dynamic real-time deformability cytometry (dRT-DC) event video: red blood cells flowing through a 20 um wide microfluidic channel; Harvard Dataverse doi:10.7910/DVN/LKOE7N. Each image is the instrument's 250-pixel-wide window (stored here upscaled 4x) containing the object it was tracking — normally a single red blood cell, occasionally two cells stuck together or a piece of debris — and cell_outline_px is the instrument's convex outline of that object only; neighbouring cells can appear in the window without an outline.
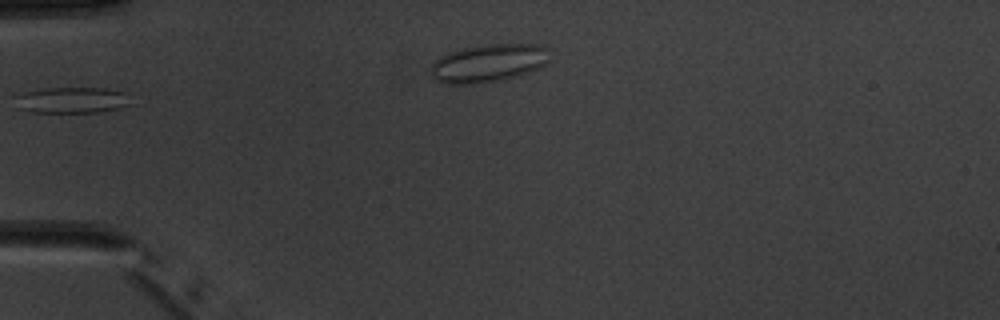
{"species": "common noctule bat (a hibernating species)", "species_latin": "Nyctalus noctula", "temperature_condition": "warm", "stored_images_in_passage": 4, "camera_frame_rate_fps": 3000, "um_per_image_px": 0.085, "animal": {"sex": "male", "body_mass_g": 20.1, "forearm_length_mm": 53.5}, "frame": {"image": 1, "passage_image": 2, "time_ms": 1.333, "image_size_px": [1000, 320], "cell_outline_px": [[128, 104], [120, 108], [96, 112], [32, 112], [16, 108], [12, 96], [24, 92], [44, 88], [108, 88], [124, 92]], "centroid_in_image_um": [5.98, 8.5], "position_along_channel_um": 79.0, "area_um2": 17.57}}
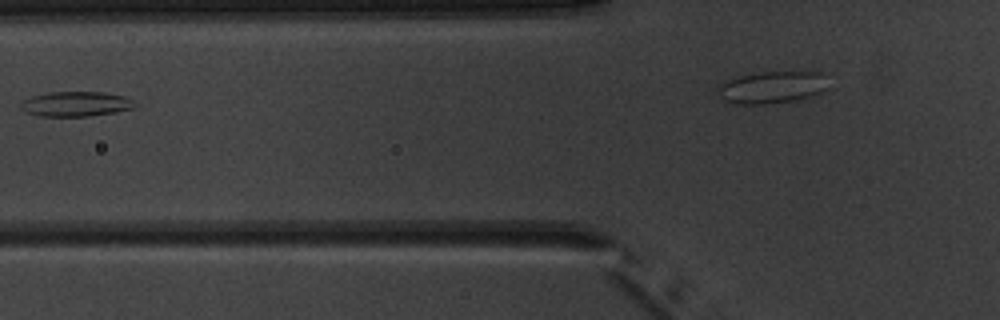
{"frame": {"image": 2, "passage_image": 3, "time_ms": 2.333, "image_size_px": [1000, 320], "cell_outline_px": [[140, 104], [132, 108], [112, 112], [88, 116], [40, 116], [28, 112], [20, 108], [20, 104], [24, 100], [32, 96], [52, 92], [108, 92], [124, 96]], "centroid_in_image_um": [6.48, 8.83], "position_along_channel_um": 119.3, "area_um2": 16.42}}